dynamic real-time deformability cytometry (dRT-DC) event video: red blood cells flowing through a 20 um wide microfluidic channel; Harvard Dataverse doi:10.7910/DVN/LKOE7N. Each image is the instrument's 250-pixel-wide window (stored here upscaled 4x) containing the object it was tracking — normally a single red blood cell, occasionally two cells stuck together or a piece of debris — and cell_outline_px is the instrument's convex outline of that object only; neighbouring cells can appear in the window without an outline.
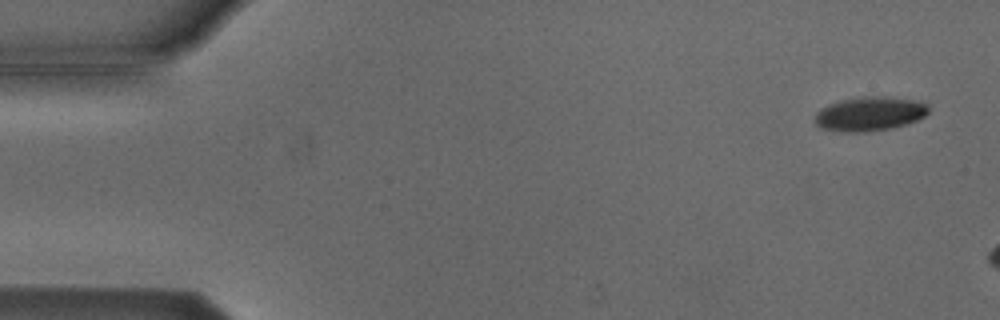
{"species": "Egyptian fruit bat (a non-hibernating species)", "species_latin": "Rousettus aegyptiacus", "temperature_condition": "cold", "stored_images_in_passage": 3, "camera_frame_rate_fps": 3000, "um_per_image_px": 0.085, "animal": {"sex": "male"}, "frame": {"image": 1, "passage_image": 1, "time_ms": 0.0, "image_size_px": [1000, 320], "cell_outline_px": [[928, 112], [924, 116], [908, 124], [892, 128], [868, 132], [840, 132], [820, 128], [816, 124], [816, 112], [820, 108], [828, 104], [844, 100], [864, 96], [884, 96], [916, 100], [928, 104]], "centroid_in_image_um": [73.92, 9.68], "position_along_channel_um": 11.1, "area_um2": 22.77}}